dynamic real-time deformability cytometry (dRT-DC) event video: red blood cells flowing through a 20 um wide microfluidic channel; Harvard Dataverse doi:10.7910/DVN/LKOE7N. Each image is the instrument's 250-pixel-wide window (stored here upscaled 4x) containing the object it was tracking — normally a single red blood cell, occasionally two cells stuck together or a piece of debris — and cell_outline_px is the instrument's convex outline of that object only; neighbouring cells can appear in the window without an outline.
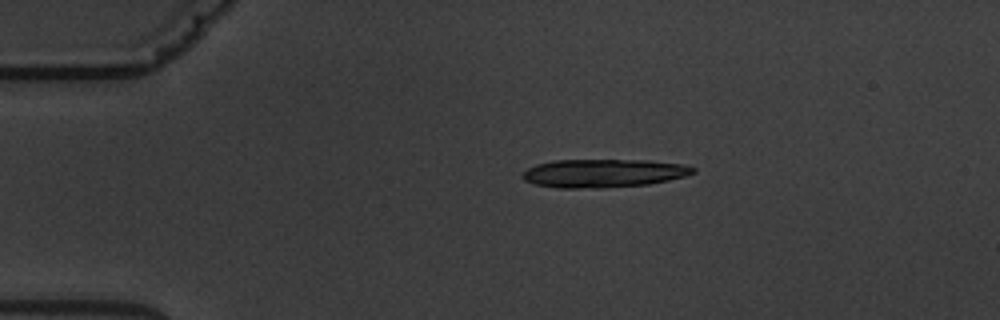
{"species": "common noctule bat (a hibernating species)", "species_latin": "Nyctalus noctula", "temperature_condition": "warm", "stored_images_in_passage": 7, "camera_frame_rate_fps": 3000, "um_per_image_px": 0.085, "animal": {"sex": "male", "body_mass_g": 19.5, "forearm_length_mm": 54.6}, "frame": {"image": 1, "passage_image": 4, "time_ms": 3.667, "image_size_px": [1000, 320], "cell_outline_px": [[696, 172], [684, 176], [668, 180], [648, 184], [604, 188], [556, 188], [536, 184], [524, 180], [520, 176], [528, 168], [536, 164], [552, 160], [644, 160], [680, 164], [696, 168]], "centroid_in_image_um": [51.25, 14.72], "position_along_channel_um": 33.7, "area_um2": 28.15}}